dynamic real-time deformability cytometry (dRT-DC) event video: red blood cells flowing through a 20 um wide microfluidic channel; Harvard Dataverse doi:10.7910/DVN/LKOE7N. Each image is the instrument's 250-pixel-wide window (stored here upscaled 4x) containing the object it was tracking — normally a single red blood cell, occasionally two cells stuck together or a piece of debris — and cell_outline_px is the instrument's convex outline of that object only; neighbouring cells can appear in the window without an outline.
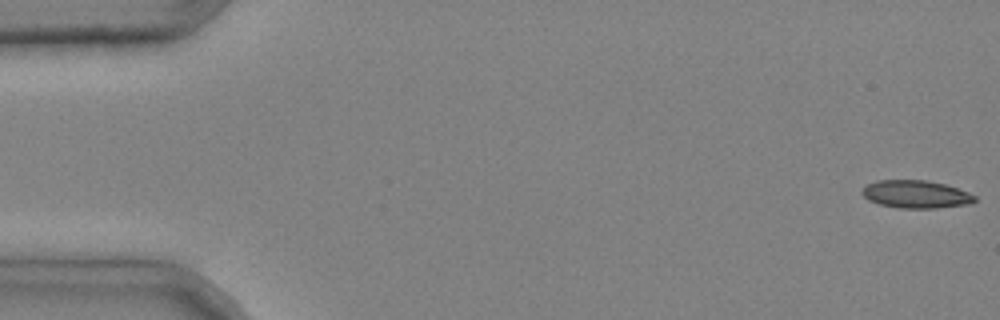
{"species": "common noctule bat (a hibernating species)", "species_latin": "Nyctalus noctula", "temperature_condition": "cold", "stored_images_in_passage": 5, "camera_frame_rate_fps": 3000, "um_per_image_px": 0.085, "animal": {"sex": "male", "body_mass_g": 20.4}, "frame": {"image": 1, "passage_image": 1, "time_ms": 0.0, "image_size_px": [1000, 320], "cell_outline_px": [[976, 200], [968, 204], [936, 208], [900, 208], [880, 204], [868, 200], [860, 192], [868, 184], [876, 180], [928, 180], [944, 184], [968, 192], [976, 196]], "centroid_in_image_um": [77.84, 16.51], "position_along_channel_um": 7.2, "area_um2": 18.15}}
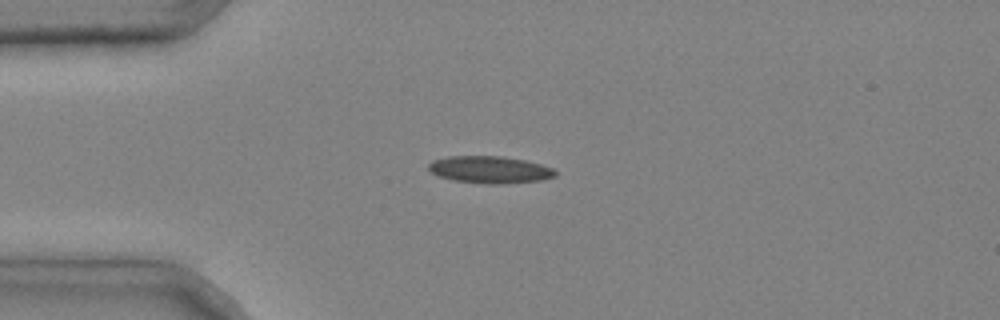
{"frame": {"image": 2, "passage_image": 4, "time_ms": 1.0, "image_size_px": [1000, 320], "cell_outline_px": [[556, 176], [540, 180], [500, 184], [488, 184], [452, 180], [436, 176], [428, 168], [428, 164], [432, 160], [448, 156], [500, 156], [524, 160], [540, 164], [552, 168], [556, 172]], "centroid_in_image_um": [41.59, 14.42], "position_along_channel_um": 43.4, "area_um2": 20.0}}